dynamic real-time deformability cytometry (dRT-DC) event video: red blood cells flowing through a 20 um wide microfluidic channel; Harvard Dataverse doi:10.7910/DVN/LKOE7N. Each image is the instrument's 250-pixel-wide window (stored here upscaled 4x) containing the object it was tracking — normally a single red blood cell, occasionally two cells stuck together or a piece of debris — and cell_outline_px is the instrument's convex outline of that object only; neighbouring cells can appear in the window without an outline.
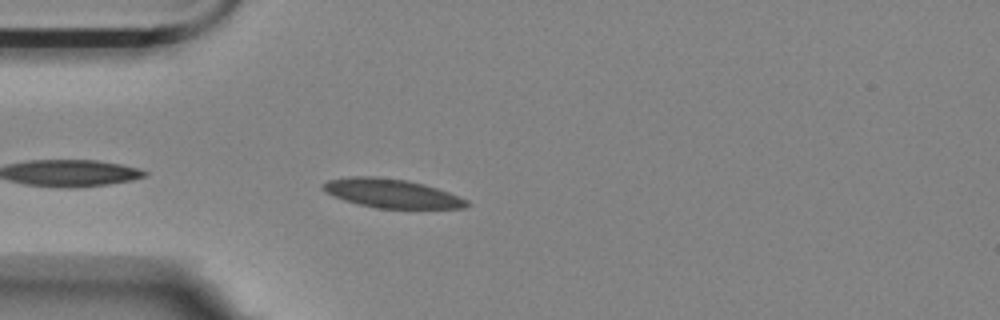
{"species": "Egyptian fruit bat (a non-hibernating species)", "species_latin": "Rousettus aegyptiacus", "temperature_condition": "room temperature", "stored_images_in_passage": 28, "camera_frame_rate_fps": 3000, "um_per_image_px": 0.085, "animal": {"sex": "female"}, "frame": {"image": 1, "passage_image": 3, "time_ms": 0.667, "image_size_px": [1000, 320], "cell_outline_px": [[472, 204], [464, 208], [376, 208], [344, 200], [332, 196], [324, 192], [320, 188], [328, 180], [348, 176], [376, 176], [408, 180], [424, 184], [448, 192], [468, 200]], "centroid_in_image_um": [33.27, 16.43], "position_along_channel_um": 51.7, "area_um2": 24.28}}
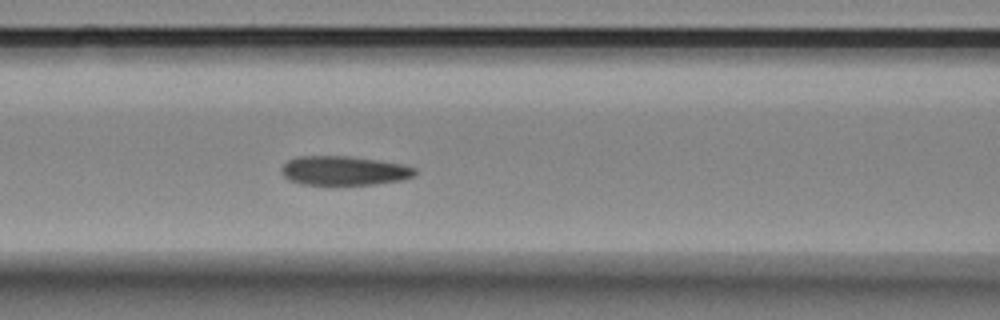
{"frame": {"image": 2, "passage_image": 11, "time_ms": 3.333, "image_size_px": [1000, 320], "cell_outline_px": [[416, 176], [404, 180], [376, 184], [300, 184], [288, 180], [280, 172], [280, 168], [288, 160], [296, 156], [352, 156], [380, 160], [404, 164], [416, 168]], "centroid_in_image_um": [29.26, 14.5], "position_along_channel_um": 137.3, "area_um2": 23.06}}
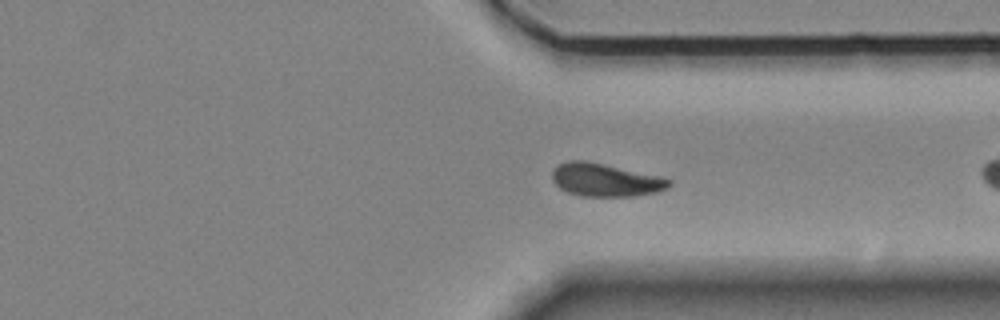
{"frame": {"image": 3, "passage_image": 27, "time_ms": 8.667, "image_size_px": [1000, 320], "cell_outline_px": [[672, 184], [668, 188], [656, 192], [632, 196], [580, 196], [568, 192], [560, 188], [552, 180], [552, 172], [556, 164], [568, 160], [588, 160], [664, 176], [672, 180]], "centroid_in_image_um": [51.48, 15.27], "position_along_channel_um": 359.9, "area_um2": 23.0}}